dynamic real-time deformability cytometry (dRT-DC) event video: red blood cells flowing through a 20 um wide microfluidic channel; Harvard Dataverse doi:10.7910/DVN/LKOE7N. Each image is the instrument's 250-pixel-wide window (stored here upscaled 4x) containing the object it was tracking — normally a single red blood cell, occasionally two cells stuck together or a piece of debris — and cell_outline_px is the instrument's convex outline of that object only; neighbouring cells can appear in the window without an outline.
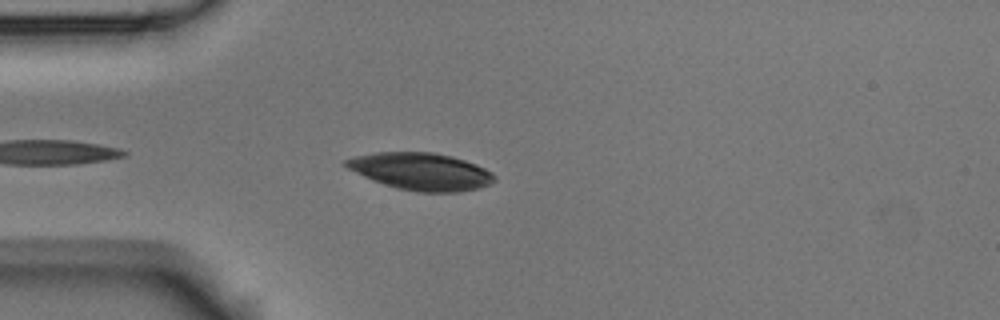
{"species": "Egyptian fruit bat (a non-hibernating species)", "species_latin": "Rousettus aegyptiacus", "temperature_condition": "room temperature", "stored_images_in_passage": 10, "camera_frame_rate_fps": 3000, "um_per_image_px": 0.085, "animal": {"sex": "male"}, "frame": {"image": 1, "passage_image": 4, "time_ms": 1.0, "image_size_px": [1000, 320], "cell_outline_px": [[496, 180], [480, 188], [460, 192], [416, 192], [396, 188], [384, 184], [364, 176], [348, 168], [344, 164], [344, 160], [356, 156], [376, 152], [432, 152], [452, 156], [476, 164], [492, 172], [496, 176]], "centroid_in_image_um": [35.81, 14.57], "position_along_channel_um": 49.2, "area_um2": 32.14}}